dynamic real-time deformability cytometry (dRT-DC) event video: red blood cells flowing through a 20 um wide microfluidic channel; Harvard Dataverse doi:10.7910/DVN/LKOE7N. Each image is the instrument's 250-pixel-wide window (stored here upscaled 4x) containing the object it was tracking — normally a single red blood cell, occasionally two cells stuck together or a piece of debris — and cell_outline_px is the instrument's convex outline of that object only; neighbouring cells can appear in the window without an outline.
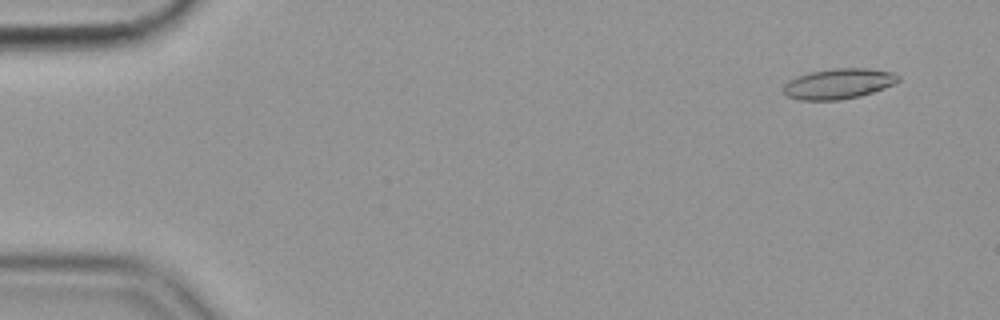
{"species": "common noctule bat (a hibernating species)", "species_latin": "Nyctalus noctula", "temperature_condition": "cold", "stored_images_in_passage": 55, "camera_frame_rate_fps": 3000, "um_per_image_px": 0.085, "animal": {"sex": "female", "body_mass_g": 19.9}, "frame": {"image": 1, "passage_image": 4, "time_ms": 1.0, "image_size_px": [1000, 320], "cell_outline_px": [[900, 80], [884, 88], [860, 96], [840, 100], [800, 100], [788, 96], [784, 92], [784, 84], [788, 80], [796, 76], [812, 72], [832, 68], [868, 68], [892, 72], [900, 76]], "centroid_in_image_um": [71.27, 7.11], "position_along_channel_um": 13.7, "area_um2": 20.29}}
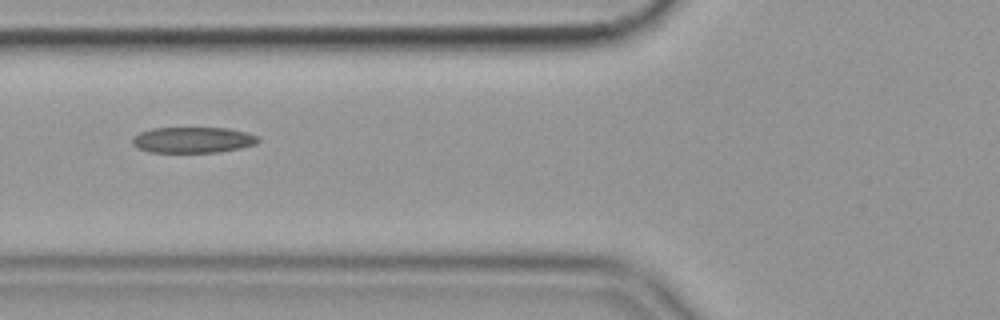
{"frame": {"image": 2, "passage_image": 22, "time_ms": 7.0, "image_size_px": [1000, 320], "cell_outline_px": [[260, 140], [256, 144], [240, 148], [220, 152], [148, 152], [136, 148], [132, 144], [132, 136], [140, 132], [152, 128], [228, 128], [248, 132], [256, 136]], "centroid_in_image_um": [16.37, 11.89], "position_along_channel_um": 109.4, "area_um2": 19.13}}
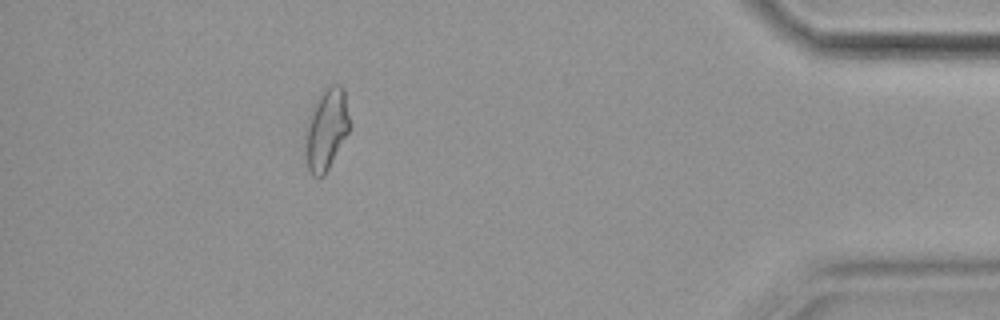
{"frame": {"image": 3, "passage_image": 51, "time_ms": 16.667, "image_size_px": [1000, 320], "cell_outline_px": [[348, 132], [324, 176], [312, 176], [308, 168], [304, 156], [304, 132], [308, 116], [316, 100], [332, 84], [340, 84], [344, 88], [348, 116]], "centroid_in_image_um": [27.68, 11.03], "position_along_channel_um": 407.5, "area_um2": 20.87}}